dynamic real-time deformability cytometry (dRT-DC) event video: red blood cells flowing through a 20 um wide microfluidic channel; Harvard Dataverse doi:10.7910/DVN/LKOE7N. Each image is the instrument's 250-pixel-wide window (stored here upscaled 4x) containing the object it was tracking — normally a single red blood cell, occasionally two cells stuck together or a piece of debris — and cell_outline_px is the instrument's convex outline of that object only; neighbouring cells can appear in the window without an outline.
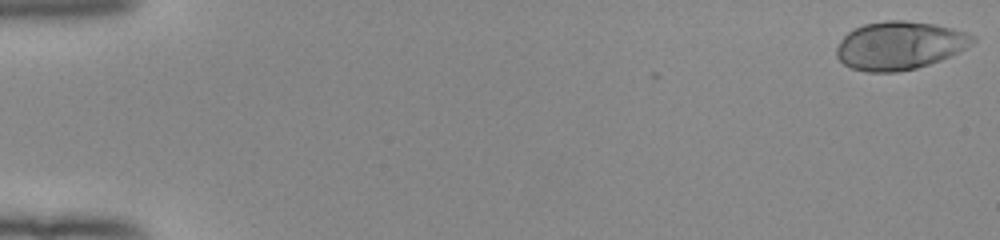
{"species": "human", "species_latin": "Homo sapiens", "temperature_condition": "room temperature", "stored_images_in_passage": 12, "camera_frame_rate_fps": 3000, "um_per_image_px": 0.085, "donor": {"sex": "female"}, "frame": {"image": 1, "passage_image": 1, "time_ms": 0.0, "image_size_px": [1000, 240], "cell_outline_px": [[976, 40], [972, 44], [940, 60], [916, 68], [896, 72], [864, 72], [852, 68], [844, 64], [836, 56], [836, 48], [840, 40], [848, 32], [864, 24], [888, 20], [904, 20], [936, 24], [968, 32], [976, 36]], "centroid_in_image_um": [76.46, 3.86], "position_along_channel_um": 8.5, "area_um2": 38.21}}